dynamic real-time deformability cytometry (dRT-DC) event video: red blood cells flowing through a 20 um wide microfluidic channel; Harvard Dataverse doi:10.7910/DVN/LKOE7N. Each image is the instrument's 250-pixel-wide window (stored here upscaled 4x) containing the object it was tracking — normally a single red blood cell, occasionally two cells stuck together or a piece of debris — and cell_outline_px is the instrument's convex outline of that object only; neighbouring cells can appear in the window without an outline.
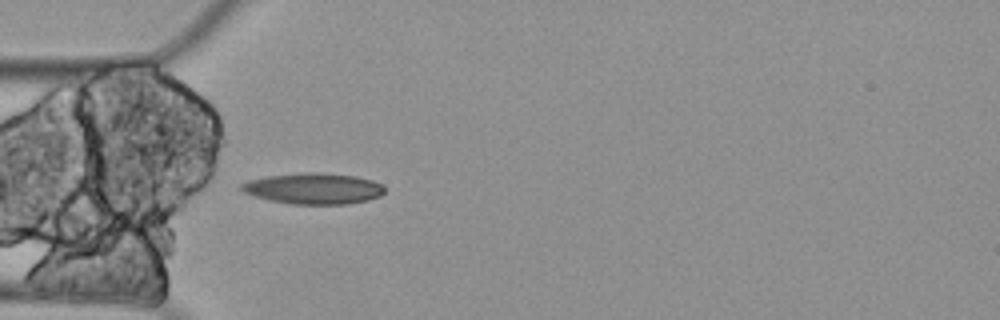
{"species": "Egyptian fruit bat (a non-hibernating species)", "species_latin": "Rousettus aegyptiacus", "temperature_condition": "cold", "stored_images_in_passage": 5, "camera_frame_rate_fps": 3000, "um_per_image_px": 0.085, "animal": {"sex": "female"}, "frame": {"image": 1, "passage_image": 5, "time_ms": 1.333, "image_size_px": [1000, 320], "cell_outline_px": [[384, 192], [380, 196], [368, 200], [348, 204], [292, 204], [268, 200], [244, 192], [240, 188], [240, 184], [248, 180], [268, 176], [304, 172], [316, 172], [356, 176], [372, 180], [380, 184], [384, 188]], "centroid_in_image_um": [26.65, 16.02], "position_along_channel_um": 58.4, "area_um2": 25.84}}